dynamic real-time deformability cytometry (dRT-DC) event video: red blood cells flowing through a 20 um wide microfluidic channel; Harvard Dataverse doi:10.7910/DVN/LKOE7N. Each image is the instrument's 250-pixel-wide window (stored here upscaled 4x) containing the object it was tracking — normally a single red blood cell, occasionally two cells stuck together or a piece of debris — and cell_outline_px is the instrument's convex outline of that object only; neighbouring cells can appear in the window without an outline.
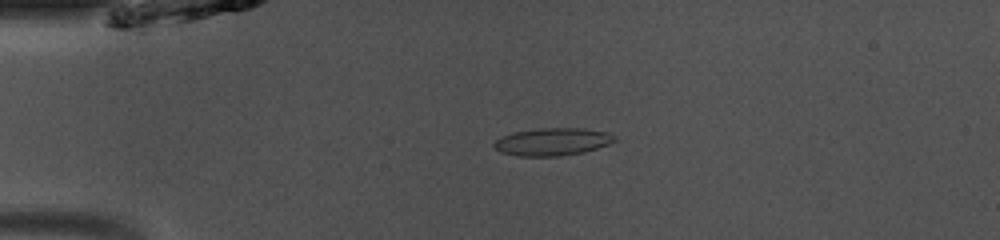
{"species": "common noctule bat (a hibernating species)", "species_latin": "Nyctalus noctula", "temperature_condition": "room temperature", "stored_images_in_passage": 49, "camera_frame_rate_fps": 3000, "um_per_image_px": 0.085, "animal": {"sex": "male", "body_mass_g": 13.0, "forearm_length_mm": 53.1}, "frame": {"image": 1, "passage_image": 12, "time_ms": 3.667, "image_size_px": [1000, 240], "cell_outline_px": [[616, 140], [608, 144], [584, 152], [560, 156], [520, 156], [500, 152], [492, 144], [500, 136], [516, 132], [540, 128], [584, 128], [608, 132], [616, 136]], "centroid_in_image_um": [46.97, 12.04], "position_along_channel_um": 38.0, "area_um2": 19.36}}
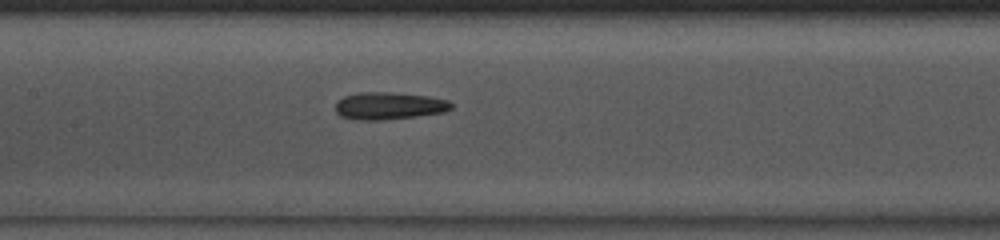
{"frame": {"image": 2, "passage_image": 24, "time_ms": 7.667, "image_size_px": [1000, 240], "cell_outline_px": [[452, 108], [444, 112], [416, 116], [380, 120], [356, 120], [340, 116], [336, 112], [336, 100], [344, 96], [360, 92], [392, 92], [428, 96], [448, 100], [452, 104]], "centroid_in_image_um": [33.04, 8.99], "position_along_channel_um": 174.4, "area_um2": 18.5}}
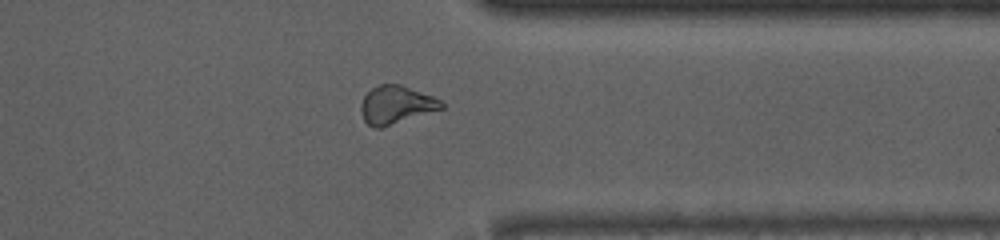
{"frame": {"image": 3, "passage_image": 39, "time_ms": 12.667, "image_size_px": [1000, 240], "cell_outline_px": [[444, 108], [380, 128], [372, 128], [364, 120], [360, 112], [360, 104], [364, 96], [372, 88], [380, 84], [400, 84], [432, 96], [440, 100], [444, 104]], "centroid_in_image_um": [33.64, 8.91], "position_along_channel_um": 377.8, "area_um2": 17.74}, "authors_computed_cell_mechanics": {"area_um2": 18.496, "velocity_mm_per_s": 4.1232, "shape_relaxation_time_tau1_ms": 2.5645, "shape_relaxation_time_tau2_ms": 2.2881, "deformation_change_tau1": 0.0975, "deformation_change_tau2": 0.0963}}